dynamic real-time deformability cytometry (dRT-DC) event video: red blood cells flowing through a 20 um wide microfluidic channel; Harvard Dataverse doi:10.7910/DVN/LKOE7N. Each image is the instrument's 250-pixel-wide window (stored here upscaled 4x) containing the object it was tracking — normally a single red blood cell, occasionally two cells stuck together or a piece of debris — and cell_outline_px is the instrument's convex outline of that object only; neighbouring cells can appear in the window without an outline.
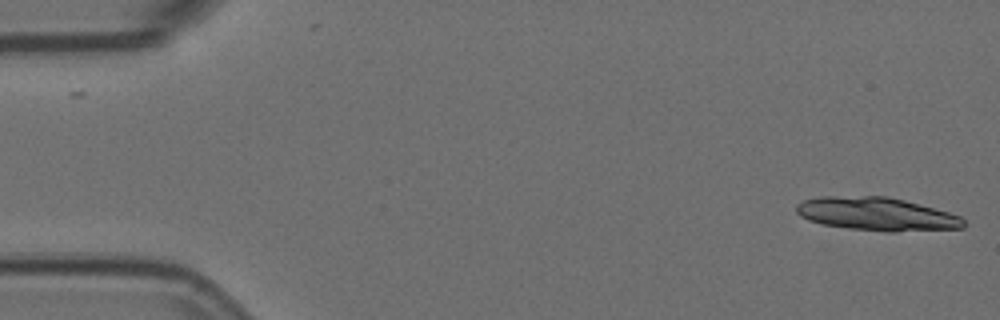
{"species": "Egyptian fruit bat (a non-hibernating species)", "species_latin": "Rousettus aegyptiacus", "temperature_condition": "room temperature", "stored_images_in_passage": 2, "camera_frame_rate_fps": 3000, "um_per_image_px": 0.085, "animal": {"sex": "female"}, "frame": {"image": 1, "passage_image": 2, "time_ms": 0.333, "image_size_px": [1000, 320], "cell_outline_px": [[968, 224], [964, 228], [896, 232], [888, 232], [848, 228], [824, 224], [808, 220], [800, 216], [796, 212], [796, 204], [804, 200], [820, 196], [888, 196], [904, 200], [948, 212], [960, 216]], "centroid_in_image_um": [74.53, 18.19], "position_along_channel_um": 10.5, "area_um2": 32.54}}